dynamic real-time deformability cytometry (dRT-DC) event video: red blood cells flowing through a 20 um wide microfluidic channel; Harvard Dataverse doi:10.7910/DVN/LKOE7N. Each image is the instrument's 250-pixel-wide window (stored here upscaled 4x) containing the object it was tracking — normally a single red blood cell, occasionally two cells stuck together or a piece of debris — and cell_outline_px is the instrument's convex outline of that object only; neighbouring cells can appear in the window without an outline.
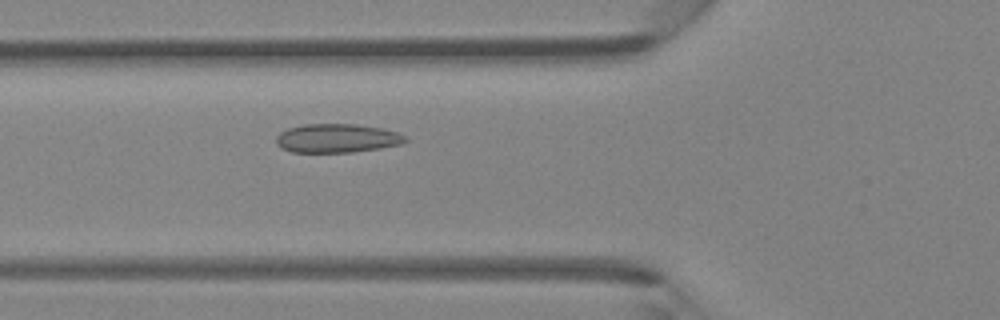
{"species": "Egyptian fruit bat (a non-hibernating species)", "species_latin": "Rousettus aegyptiacus", "temperature_condition": "room temperature", "stored_images_in_passage": 44, "camera_frame_rate_fps": 3000, "um_per_image_px": 0.085, "animal": {"sex": "female"}, "frame": {"image": 1, "passage_image": 15, "time_ms": 4.667, "image_size_px": [1000, 320], "cell_outline_px": [[408, 140], [400, 144], [380, 148], [352, 152], [292, 152], [280, 148], [276, 144], [276, 136], [280, 132], [288, 128], [304, 124], [356, 124], [384, 128], [396, 132], [404, 136]], "centroid_in_image_um": [28.61, 11.75], "position_along_channel_um": 97.2, "area_um2": 21.73}}
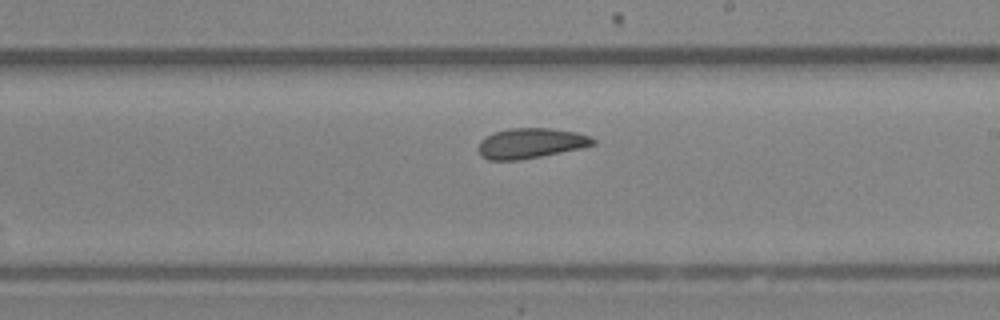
{"frame": {"image": 2, "passage_image": 25, "time_ms": 8.0, "image_size_px": [1000, 320], "cell_outline_px": [[596, 144], [580, 148], [520, 160], [488, 160], [480, 156], [480, 140], [496, 132], [508, 128], [552, 128], [576, 132], [592, 136], [596, 140]], "centroid_in_image_um": [45.15, 12.17], "position_along_channel_um": 243.9, "area_um2": 20.06}}
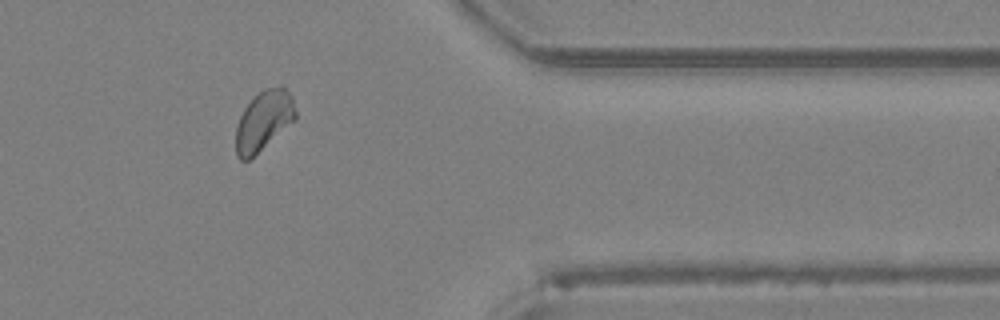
{"frame": {"image": 3, "passage_image": 36, "time_ms": 11.667, "image_size_px": [1000, 320], "cell_outline_px": [[296, 120], [248, 160], [240, 160], [236, 156], [236, 128], [240, 116], [244, 108], [264, 88], [280, 84], [292, 96], [296, 112]], "centroid_in_image_um": [22.43, 10.24], "position_along_channel_um": 389.0, "area_um2": 20.69}}